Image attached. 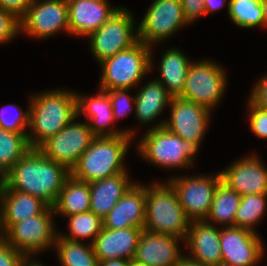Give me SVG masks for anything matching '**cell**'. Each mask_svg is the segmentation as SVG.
Here are the masks:
<instances>
[{
  "label": "cell",
  "mask_w": 267,
  "mask_h": 266,
  "mask_svg": "<svg viewBox=\"0 0 267 266\" xmlns=\"http://www.w3.org/2000/svg\"><path fill=\"white\" fill-rule=\"evenodd\" d=\"M76 94L56 89L30 97L29 130L33 135L28 132V142L31 148H39L78 116Z\"/></svg>",
  "instance_id": "cell-2"
},
{
  "label": "cell",
  "mask_w": 267,
  "mask_h": 266,
  "mask_svg": "<svg viewBox=\"0 0 267 266\" xmlns=\"http://www.w3.org/2000/svg\"><path fill=\"white\" fill-rule=\"evenodd\" d=\"M152 50L138 41L132 47L100 62L102 77L100 89H130L152 69Z\"/></svg>",
  "instance_id": "cell-5"
},
{
  "label": "cell",
  "mask_w": 267,
  "mask_h": 266,
  "mask_svg": "<svg viewBox=\"0 0 267 266\" xmlns=\"http://www.w3.org/2000/svg\"><path fill=\"white\" fill-rule=\"evenodd\" d=\"M248 108L250 110V129L259 138L267 139V110L259 108L250 100L248 102Z\"/></svg>",
  "instance_id": "cell-37"
},
{
  "label": "cell",
  "mask_w": 267,
  "mask_h": 266,
  "mask_svg": "<svg viewBox=\"0 0 267 266\" xmlns=\"http://www.w3.org/2000/svg\"><path fill=\"white\" fill-rule=\"evenodd\" d=\"M132 16L127 9L119 7L99 29L88 36L90 50L99 63L138 42Z\"/></svg>",
  "instance_id": "cell-7"
},
{
  "label": "cell",
  "mask_w": 267,
  "mask_h": 266,
  "mask_svg": "<svg viewBox=\"0 0 267 266\" xmlns=\"http://www.w3.org/2000/svg\"><path fill=\"white\" fill-rule=\"evenodd\" d=\"M241 195L220 182L215 190L211 209L205 221L210 220L226 227H234L235 214ZM228 224V225H227Z\"/></svg>",
  "instance_id": "cell-28"
},
{
  "label": "cell",
  "mask_w": 267,
  "mask_h": 266,
  "mask_svg": "<svg viewBox=\"0 0 267 266\" xmlns=\"http://www.w3.org/2000/svg\"><path fill=\"white\" fill-rule=\"evenodd\" d=\"M160 75L158 80L172 97L182 95L188 68L192 62L179 50H167L160 62Z\"/></svg>",
  "instance_id": "cell-26"
},
{
  "label": "cell",
  "mask_w": 267,
  "mask_h": 266,
  "mask_svg": "<svg viewBox=\"0 0 267 266\" xmlns=\"http://www.w3.org/2000/svg\"><path fill=\"white\" fill-rule=\"evenodd\" d=\"M226 2H227L226 0H205L204 2L205 15H207L208 13H213L214 11L224 7Z\"/></svg>",
  "instance_id": "cell-42"
},
{
  "label": "cell",
  "mask_w": 267,
  "mask_h": 266,
  "mask_svg": "<svg viewBox=\"0 0 267 266\" xmlns=\"http://www.w3.org/2000/svg\"><path fill=\"white\" fill-rule=\"evenodd\" d=\"M172 96L167 89L156 79L139 89L135 96V113L141 124L154 121L170 105Z\"/></svg>",
  "instance_id": "cell-25"
},
{
  "label": "cell",
  "mask_w": 267,
  "mask_h": 266,
  "mask_svg": "<svg viewBox=\"0 0 267 266\" xmlns=\"http://www.w3.org/2000/svg\"><path fill=\"white\" fill-rule=\"evenodd\" d=\"M146 186L134 183L103 218V228H143L145 225Z\"/></svg>",
  "instance_id": "cell-20"
},
{
  "label": "cell",
  "mask_w": 267,
  "mask_h": 266,
  "mask_svg": "<svg viewBox=\"0 0 267 266\" xmlns=\"http://www.w3.org/2000/svg\"><path fill=\"white\" fill-rule=\"evenodd\" d=\"M0 238H2V231H1V227H0Z\"/></svg>",
  "instance_id": "cell-48"
},
{
  "label": "cell",
  "mask_w": 267,
  "mask_h": 266,
  "mask_svg": "<svg viewBox=\"0 0 267 266\" xmlns=\"http://www.w3.org/2000/svg\"><path fill=\"white\" fill-rule=\"evenodd\" d=\"M137 27L138 41L151 48L189 24L185 19L181 0H154Z\"/></svg>",
  "instance_id": "cell-11"
},
{
  "label": "cell",
  "mask_w": 267,
  "mask_h": 266,
  "mask_svg": "<svg viewBox=\"0 0 267 266\" xmlns=\"http://www.w3.org/2000/svg\"><path fill=\"white\" fill-rule=\"evenodd\" d=\"M226 78L222 67L212 61L191 63L180 98L213 110L224 94Z\"/></svg>",
  "instance_id": "cell-8"
},
{
  "label": "cell",
  "mask_w": 267,
  "mask_h": 266,
  "mask_svg": "<svg viewBox=\"0 0 267 266\" xmlns=\"http://www.w3.org/2000/svg\"><path fill=\"white\" fill-rule=\"evenodd\" d=\"M165 120L149 129L138 143L139 155L165 168H188L193 164V155L198 147L168 131ZM186 166V167H185Z\"/></svg>",
  "instance_id": "cell-6"
},
{
  "label": "cell",
  "mask_w": 267,
  "mask_h": 266,
  "mask_svg": "<svg viewBox=\"0 0 267 266\" xmlns=\"http://www.w3.org/2000/svg\"><path fill=\"white\" fill-rule=\"evenodd\" d=\"M180 238L142 231L133 260L146 266H174L184 255L178 248Z\"/></svg>",
  "instance_id": "cell-18"
},
{
  "label": "cell",
  "mask_w": 267,
  "mask_h": 266,
  "mask_svg": "<svg viewBox=\"0 0 267 266\" xmlns=\"http://www.w3.org/2000/svg\"><path fill=\"white\" fill-rule=\"evenodd\" d=\"M131 260L127 259H112L99 261L98 266H129Z\"/></svg>",
  "instance_id": "cell-43"
},
{
  "label": "cell",
  "mask_w": 267,
  "mask_h": 266,
  "mask_svg": "<svg viewBox=\"0 0 267 266\" xmlns=\"http://www.w3.org/2000/svg\"><path fill=\"white\" fill-rule=\"evenodd\" d=\"M168 182L175 189L179 202L190 221L206 220L213 196L221 182L220 172L213 176L174 177Z\"/></svg>",
  "instance_id": "cell-12"
},
{
  "label": "cell",
  "mask_w": 267,
  "mask_h": 266,
  "mask_svg": "<svg viewBox=\"0 0 267 266\" xmlns=\"http://www.w3.org/2000/svg\"><path fill=\"white\" fill-rule=\"evenodd\" d=\"M221 182L241 196L267 194V168L254 154L220 171Z\"/></svg>",
  "instance_id": "cell-16"
},
{
  "label": "cell",
  "mask_w": 267,
  "mask_h": 266,
  "mask_svg": "<svg viewBox=\"0 0 267 266\" xmlns=\"http://www.w3.org/2000/svg\"><path fill=\"white\" fill-rule=\"evenodd\" d=\"M33 0H0V7L12 12L20 19L27 11Z\"/></svg>",
  "instance_id": "cell-41"
},
{
  "label": "cell",
  "mask_w": 267,
  "mask_h": 266,
  "mask_svg": "<svg viewBox=\"0 0 267 266\" xmlns=\"http://www.w3.org/2000/svg\"><path fill=\"white\" fill-rule=\"evenodd\" d=\"M129 266H146V265L138 263V262H136L134 260H131Z\"/></svg>",
  "instance_id": "cell-47"
},
{
  "label": "cell",
  "mask_w": 267,
  "mask_h": 266,
  "mask_svg": "<svg viewBox=\"0 0 267 266\" xmlns=\"http://www.w3.org/2000/svg\"><path fill=\"white\" fill-rule=\"evenodd\" d=\"M20 31L34 38H48L60 30L69 33L67 0H33L19 19Z\"/></svg>",
  "instance_id": "cell-13"
},
{
  "label": "cell",
  "mask_w": 267,
  "mask_h": 266,
  "mask_svg": "<svg viewBox=\"0 0 267 266\" xmlns=\"http://www.w3.org/2000/svg\"><path fill=\"white\" fill-rule=\"evenodd\" d=\"M77 97V115L83 113L90 119L87 122L95 137H115L119 135H129L133 138V130L110 129L111 123H114L111 99L106 90L101 89L96 97H88L76 94ZM92 121V122H91ZM110 129V130H108Z\"/></svg>",
  "instance_id": "cell-19"
},
{
  "label": "cell",
  "mask_w": 267,
  "mask_h": 266,
  "mask_svg": "<svg viewBox=\"0 0 267 266\" xmlns=\"http://www.w3.org/2000/svg\"><path fill=\"white\" fill-rule=\"evenodd\" d=\"M54 213L66 216L90 211V186L70 175L53 205Z\"/></svg>",
  "instance_id": "cell-27"
},
{
  "label": "cell",
  "mask_w": 267,
  "mask_h": 266,
  "mask_svg": "<svg viewBox=\"0 0 267 266\" xmlns=\"http://www.w3.org/2000/svg\"><path fill=\"white\" fill-rule=\"evenodd\" d=\"M133 184L126 172L89 183L90 211L103 219Z\"/></svg>",
  "instance_id": "cell-24"
},
{
  "label": "cell",
  "mask_w": 267,
  "mask_h": 266,
  "mask_svg": "<svg viewBox=\"0 0 267 266\" xmlns=\"http://www.w3.org/2000/svg\"><path fill=\"white\" fill-rule=\"evenodd\" d=\"M66 217L69 218L68 226L71 234H59L62 238H67L73 241H81L79 238H92L90 241V244H92L94 239L103 229V219L96 216L92 211L69 215Z\"/></svg>",
  "instance_id": "cell-33"
},
{
  "label": "cell",
  "mask_w": 267,
  "mask_h": 266,
  "mask_svg": "<svg viewBox=\"0 0 267 266\" xmlns=\"http://www.w3.org/2000/svg\"><path fill=\"white\" fill-rule=\"evenodd\" d=\"M267 194H249L241 197L235 214L234 227L256 232L254 225L261 220L266 211Z\"/></svg>",
  "instance_id": "cell-31"
},
{
  "label": "cell",
  "mask_w": 267,
  "mask_h": 266,
  "mask_svg": "<svg viewBox=\"0 0 267 266\" xmlns=\"http://www.w3.org/2000/svg\"><path fill=\"white\" fill-rule=\"evenodd\" d=\"M77 118L38 148L48 159L62 164L70 172L95 138L88 123L74 121Z\"/></svg>",
  "instance_id": "cell-10"
},
{
  "label": "cell",
  "mask_w": 267,
  "mask_h": 266,
  "mask_svg": "<svg viewBox=\"0 0 267 266\" xmlns=\"http://www.w3.org/2000/svg\"><path fill=\"white\" fill-rule=\"evenodd\" d=\"M71 172L38 148L29 151L0 180V190L28 193L53 207Z\"/></svg>",
  "instance_id": "cell-1"
},
{
  "label": "cell",
  "mask_w": 267,
  "mask_h": 266,
  "mask_svg": "<svg viewBox=\"0 0 267 266\" xmlns=\"http://www.w3.org/2000/svg\"><path fill=\"white\" fill-rule=\"evenodd\" d=\"M2 235L15 223L43 213L49 206L39 198L16 190H0Z\"/></svg>",
  "instance_id": "cell-23"
},
{
  "label": "cell",
  "mask_w": 267,
  "mask_h": 266,
  "mask_svg": "<svg viewBox=\"0 0 267 266\" xmlns=\"http://www.w3.org/2000/svg\"><path fill=\"white\" fill-rule=\"evenodd\" d=\"M69 34L88 37L99 29L119 7L107 0H67Z\"/></svg>",
  "instance_id": "cell-17"
},
{
  "label": "cell",
  "mask_w": 267,
  "mask_h": 266,
  "mask_svg": "<svg viewBox=\"0 0 267 266\" xmlns=\"http://www.w3.org/2000/svg\"><path fill=\"white\" fill-rule=\"evenodd\" d=\"M29 257H26L20 264V266H44L41 263H39L38 261H29ZM31 262V263H30Z\"/></svg>",
  "instance_id": "cell-45"
},
{
  "label": "cell",
  "mask_w": 267,
  "mask_h": 266,
  "mask_svg": "<svg viewBox=\"0 0 267 266\" xmlns=\"http://www.w3.org/2000/svg\"><path fill=\"white\" fill-rule=\"evenodd\" d=\"M53 214V207H48L41 214L13 224L2 238L25 257L54 247L58 233L53 226Z\"/></svg>",
  "instance_id": "cell-9"
},
{
  "label": "cell",
  "mask_w": 267,
  "mask_h": 266,
  "mask_svg": "<svg viewBox=\"0 0 267 266\" xmlns=\"http://www.w3.org/2000/svg\"><path fill=\"white\" fill-rule=\"evenodd\" d=\"M131 139L129 135L95 137L71 170V175L77 180L91 183L127 172L123 160Z\"/></svg>",
  "instance_id": "cell-4"
},
{
  "label": "cell",
  "mask_w": 267,
  "mask_h": 266,
  "mask_svg": "<svg viewBox=\"0 0 267 266\" xmlns=\"http://www.w3.org/2000/svg\"><path fill=\"white\" fill-rule=\"evenodd\" d=\"M26 257L0 238V266H20Z\"/></svg>",
  "instance_id": "cell-38"
},
{
  "label": "cell",
  "mask_w": 267,
  "mask_h": 266,
  "mask_svg": "<svg viewBox=\"0 0 267 266\" xmlns=\"http://www.w3.org/2000/svg\"><path fill=\"white\" fill-rule=\"evenodd\" d=\"M183 13L188 23L194 22L199 16L205 15V0H181Z\"/></svg>",
  "instance_id": "cell-40"
},
{
  "label": "cell",
  "mask_w": 267,
  "mask_h": 266,
  "mask_svg": "<svg viewBox=\"0 0 267 266\" xmlns=\"http://www.w3.org/2000/svg\"><path fill=\"white\" fill-rule=\"evenodd\" d=\"M15 109L18 106L13 105ZM4 110V111H3ZM15 114V113H14ZM30 110L23 112L20 108L16 115H8L7 107L0 110V128L17 134H28L25 129L29 128Z\"/></svg>",
  "instance_id": "cell-34"
},
{
  "label": "cell",
  "mask_w": 267,
  "mask_h": 266,
  "mask_svg": "<svg viewBox=\"0 0 267 266\" xmlns=\"http://www.w3.org/2000/svg\"><path fill=\"white\" fill-rule=\"evenodd\" d=\"M249 99L253 104L263 110H267V75L256 82Z\"/></svg>",
  "instance_id": "cell-39"
},
{
  "label": "cell",
  "mask_w": 267,
  "mask_h": 266,
  "mask_svg": "<svg viewBox=\"0 0 267 266\" xmlns=\"http://www.w3.org/2000/svg\"><path fill=\"white\" fill-rule=\"evenodd\" d=\"M143 228H103L92 242L98 261L112 259L133 260Z\"/></svg>",
  "instance_id": "cell-21"
},
{
  "label": "cell",
  "mask_w": 267,
  "mask_h": 266,
  "mask_svg": "<svg viewBox=\"0 0 267 266\" xmlns=\"http://www.w3.org/2000/svg\"><path fill=\"white\" fill-rule=\"evenodd\" d=\"M174 266H204L200 264L198 261H195L188 256L182 257Z\"/></svg>",
  "instance_id": "cell-44"
},
{
  "label": "cell",
  "mask_w": 267,
  "mask_h": 266,
  "mask_svg": "<svg viewBox=\"0 0 267 266\" xmlns=\"http://www.w3.org/2000/svg\"><path fill=\"white\" fill-rule=\"evenodd\" d=\"M169 106L171 117L165 121L164 127L199 148L209 125L211 110L180 97H172Z\"/></svg>",
  "instance_id": "cell-14"
},
{
  "label": "cell",
  "mask_w": 267,
  "mask_h": 266,
  "mask_svg": "<svg viewBox=\"0 0 267 266\" xmlns=\"http://www.w3.org/2000/svg\"><path fill=\"white\" fill-rule=\"evenodd\" d=\"M145 199L143 230L186 240L191 221L186 217L172 185L168 182L146 186Z\"/></svg>",
  "instance_id": "cell-3"
},
{
  "label": "cell",
  "mask_w": 267,
  "mask_h": 266,
  "mask_svg": "<svg viewBox=\"0 0 267 266\" xmlns=\"http://www.w3.org/2000/svg\"><path fill=\"white\" fill-rule=\"evenodd\" d=\"M19 30V19L12 12L0 7V44L9 42Z\"/></svg>",
  "instance_id": "cell-36"
},
{
  "label": "cell",
  "mask_w": 267,
  "mask_h": 266,
  "mask_svg": "<svg viewBox=\"0 0 267 266\" xmlns=\"http://www.w3.org/2000/svg\"><path fill=\"white\" fill-rule=\"evenodd\" d=\"M185 242L189 245V258L204 266L222 264L220 230L209 221H191Z\"/></svg>",
  "instance_id": "cell-22"
},
{
  "label": "cell",
  "mask_w": 267,
  "mask_h": 266,
  "mask_svg": "<svg viewBox=\"0 0 267 266\" xmlns=\"http://www.w3.org/2000/svg\"><path fill=\"white\" fill-rule=\"evenodd\" d=\"M258 236L247 229L224 227L220 229L222 264L254 266L263 257V244Z\"/></svg>",
  "instance_id": "cell-15"
},
{
  "label": "cell",
  "mask_w": 267,
  "mask_h": 266,
  "mask_svg": "<svg viewBox=\"0 0 267 266\" xmlns=\"http://www.w3.org/2000/svg\"><path fill=\"white\" fill-rule=\"evenodd\" d=\"M263 7L264 26L267 27V0H261Z\"/></svg>",
  "instance_id": "cell-46"
},
{
  "label": "cell",
  "mask_w": 267,
  "mask_h": 266,
  "mask_svg": "<svg viewBox=\"0 0 267 266\" xmlns=\"http://www.w3.org/2000/svg\"><path fill=\"white\" fill-rule=\"evenodd\" d=\"M127 90L128 89H115L107 91L111 99L113 117L116 121L121 117H125V115L128 114V112L131 111L133 107L135 109V97H132L131 100L130 95L127 94ZM131 101L134 102V106L131 105Z\"/></svg>",
  "instance_id": "cell-35"
},
{
  "label": "cell",
  "mask_w": 267,
  "mask_h": 266,
  "mask_svg": "<svg viewBox=\"0 0 267 266\" xmlns=\"http://www.w3.org/2000/svg\"><path fill=\"white\" fill-rule=\"evenodd\" d=\"M28 134L0 128V180L29 151Z\"/></svg>",
  "instance_id": "cell-30"
},
{
  "label": "cell",
  "mask_w": 267,
  "mask_h": 266,
  "mask_svg": "<svg viewBox=\"0 0 267 266\" xmlns=\"http://www.w3.org/2000/svg\"><path fill=\"white\" fill-rule=\"evenodd\" d=\"M218 266H230V265H226V264H220V265H218Z\"/></svg>",
  "instance_id": "cell-49"
},
{
  "label": "cell",
  "mask_w": 267,
  "mask_h": 266,
  "mask_svg": "<svg viewBox=\"0 0 267 266\" xmlns=\"http://www.w3.org/2000/svg\"><path fill=\"white\" fill-rule=\"evenodd\" d=\"M228 14L231 21L242 28L264 26L261 0H229Z\"/></svg>",
  "instance_id": "cell-32"
},
{
  "label": "cell",
  "mask_w": 267,
  "mask_h": 266,
  "mask_svg": "<svg viewBox=\"0 0 267 266\" xmlns=\"http://www.w3.org/2000/svg\"><path fill=\"white\" fill-rule=\"evenodd\" d=\"M54 246L61 266H98L92 244L84 245L83 242L62 238L58 234Z\"/></svg>",
  "instance_id": "cell-29"
}]
</instances>
